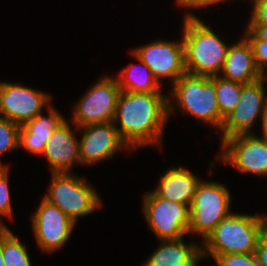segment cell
<instances>
[{
    "label": "cell",
    "instance_id": "1",
    "mask_svg": "<svg viewBox=\"0 0 267 266\" xmlns=\"http://www.w3.org/2000/svg\"><path fill=\"white\" fill-rule=\"evenodd\" d=\"M168 120V98L162 92H120L113 123L120 124L115 126L131 150L161 147Z\"/></svg>",
    "mask_w": 267,
    "mask_h": 266
},
{
    "label": "cell",
    "instance_id": "2",
    "mask_svg": "<svg viewBox=\"0 0 267 266\" xmlns=\"http://www.w3.org/2000/svg\"><path fill=\"white\" fill-rule=\"evenodd\" d=\"M184 19L181 39L186 72L197 76H218L223 69L228 44L195 13L190 11Z\"/></svg>",
    "mask_w": 267,
    "mask_h": 266
},
{
    "label": "cell",
    "instance_id": "3",
    "mask_svg": "<svg viewBox=\"0 0 267 266\" xmlns=\"http://www.w3.org/2000/svg\"><path fill=\"white\" fill-rule=\"evenodd\" d=\"M266 227L263 215L231 213L201 243L202 258L255 253L259 237Z\"/></svg>",
    "mask_w": 267,
    "mask_h": 266
},
{
    "label": "cell",
    "instance_id": "4",
    "mask_svg": "<svg viewBox=\"0 0 267 266\" xmlns=\"http://www.w3.org/2000/svg\"><path fill=\"white\" fill-rule=\"evenodd\" d=\"M170 93L174 102L172 103L168 98V117L173 114L174 103H177L181 111L195 117L196 120L210 123L213 129H220L215 76H197L186 73L172 85Z\"/></svg>",
    "mask_w": 267,
    "mask_h": 266
},
{
    "label": "cell",
    "instance_id": "5",
    "mask_svg": "<svg viewBox=\"0 0 267 266\" xmlns=\"http://www.w3.org/2000/svg\"><path fill=\"white\" fill-rule=\"evenodd\" d=\"M49 192L44 199L58 207L75 223L102 207L95 187L73 172H51Z\"/></svg>",
    "mask_w": 267,
    "mask_h": 266
},
{
    "label": "cell",
    "instance_id": "6",
    "mask_svg": "<svg viewBox=\"0 0 267 266\" xmlns=\"http://www.w3.org/2000/svg\"><path fill=\"white\" fill-rule=\"evenodd\" d=\"M230 203V192L224 184L201 180L190 206L188 233L199 234L204 241L218 223L232 213Z\"/></svg>",
    "mask_w": 267,
    "mask_h": 266
},
{
    "label": "cell",
    "instance_id": "7",
    "mask_svg": "<svg viewBox=\"0 0 267 266\" xmlns=\"http://www.w3.org/2000/svg\"><path fill=\"white\" fill-rule=\"evenodd\" d=\"M143 214L159 240L182 239L188 234L190 206L159 197L153 190L143 196Z\"/></svg>",
    "mask_w": 267,
    "mask_h": 266
},
{
    "label": "cell",
    "instance_id": "8",
    "mask_svg": "<svg viewBox=\"0 0 267 266\" xmlns=\"http://www.w3.org/2000/svg\"><path fill=\"white\" fill-rule=\"evenodd\" d=\"M121 90L117 78L104 75L73 106L75 128L89 124L113 122Z\"/></svg>",
    "mask_w": 267,
    "mask_h": 266
},
{
    "label": "cell",
    "instance_id": "9",
    "mask_svg": "<svg viewBox=\"0 0 267 266\" xmlns=\"http://www.w3.org/2000/svg\"><path fill=\"white\" fill-rule=\"evenodd\" d=\"M220 161L231 164L241 173L267 176V140L253 134L226 138L221 143Z\"/></svg>",
    "mask_w": 267,
    "mask_h": 266
},
{
    "label": "cell",
    "instance_id": "10",
    "mask_svg": "<svg viewBox=\"0 0 267 266\" xmlns=\"http://www.w3.org/2000/svg\"><path fill=\"white\" fill-rule=\"evenodd\" d=\"M133 52L151 70L154 79L161 86V81L169 78L173 85L186 74L183 40L171 42L157 40L134 48Z\"/></svg>",
    "mask_w": 267,
    "mask_h": 266
},
{
    "label": "cell",
    "instance_id": "11",
    "mask_svg": "<svg viewBox=\"0 0 267 266\" xmlns=\"http://www.w3.org/2000/svg\"><path fill=\"white\" fill-rule=\"evenodd\" d=\"M46 92L17 84L0 81V117L24 125L41 114L51 104Z\"/></svg>",
    "mask_w": 267,
    "mask_h": 266
},
{
    "label": "cell",
    "instance_id": "12",
    "mask_svg": "<svg viewBox=\"0 0 267 266\" xmlns=\"http://www.w3.org/2000/svg\"><path fill=\"white\" fill-rule=\"evenodd\" d=\"M264 85L261 79L243 84L238 104L223 121L220 129L223 132L221 142L233 136L253 134L251 128L257 119L261 120L267 104V91Z\"/></svg>",
    "mask_w": 267,
    "mask_h": 266
},
{
    "label": "cell",
    "instance_id": "13",
    "mask_svg": "<svg viewBox=\"0 0 267 266\" xmlns=\"http://www.w3.org/2000/svg\"><path fill=\"white\" fill-rule=\"evenodd\" d=\"M32 230L43 252L53 253L65 246L76 223L44 198L33 213Z\"/></svg>",
    "mask_w": 267,
    "mask_h": 266
},
{
    "label": "cell",
    "instance_id": "14",
    "mask_svg": "<svg viewBox=\"0 0 267 266\" xmlns=\"http://www.w3.org/2000/svg\"><path fill=\"white\" fill-rule=\"evenodd\" d=\"M77 129L83 131L82 137L79 138L81 165H93L110 159L119 150L126 149L131 151L120 137L113 122L89 124L77 127Z\"/></svg>",
    "mask_w": 267,
    "mask_h": 266
},
{
    "label": "cell",
    "instance_id": "15",
    "mask_svg": "<svg viewBox=\"0 0 267 266\" xmlns=\"http://www.w3.org/2000/svg\"><path fill=\"white\" fill-rule=\"evenodd\" d=\"M64 118L53 130L42 155L49 162L51 172H71L74 164H80L79 139Z\"/></svg>",
    "mask_w": 267,
    "mask_h": 266
},
{
    "label": "cell",
    "instance_id": "16",
    "mask_svg": "<svg viewBox=\"0 0 267 266\" xmlns=\"http://www.w3.org/2000/svg\"><path fill=\"white\" fill-rule=\"evenodd\" d=\"M228 47L223 69L219 76L241 84H249L260 79L253 51L249 41L242 38Z\"/></svg>",
    "mask_w": 267,
    "mask_h": 266
},
{
    "label": "cell",
    "instance_id": "17",
    "mask_svg": "<svg viewBox=\"0 0 267 266\" xmlns=\"http://www.w3.org/2000/svg\"><path fill=\"white\" fill-rule=\"evenodd\" d=\"M200 181L188 169L175 166L163 174L153 191L161 198L191 206Z\"/></svg>",
    "mask_w": 267,
    "mask_h": 266
},
{
    "label": "cell",
    "instance_id": "18",
    "mask_svg": "<svg viewBox=\"0 0 267 266\" xmlns=\"http://www.w3.org/2000/svg\"><path fill=\"white\" fill-rule=\"evenodd\" d=\"M182 239L160 240V245L141 266H198L201 261V245Z\"/></svg>",
    "mask_w": 267,
    "mask_h": 266
},
{
    "label": "cell",
    "instance_id": "19",
    "mask_svg": "<svg viewBox=\"0 0 267 266\" xmlns=\"http://www.w3.org/2000/svg\"><path fill=\"white\" fill-rule=\"evenodd\" d=\"M47 110V117L41 113L32 120L27 121L24 125H21L19 149L23 147L30 153L42 155L45 144L52 135L53 130L65 118L57 109L53 108V105H50Z\"/></svg>",
    "mask_w": 267,
    "mask_h": 266
},
{
    "label": "cell",
    "instance_id": "20",
    "mask_svg": "<svg viewBox=\"0 0 267 266\" xmlns=\"http://www.w3.org/2000/svg\"><path fill=\"white\" fill-rule=\"evenodd\" d=\"M139 64L129 65L116 76L121 91L152 93L161 92L162 86L154 79L150 68L133 52L131 53ZM141 68L139 69V67ZM143 69V70H141Z\"/></svg>",
    "mask_w": 267,
    "mask_h": 266
},
{
    "label": "cell",
    "instance_id": "21",
    "mask_svg": "<svg viewBox=\"0 0 267 266\" xmlns=\"http://www.w3.org/2000/svg\"><path fill=\"white\" fill-rule=\"evenodd\" d=\"M0 245L5 266H31L26 245L8 227L0 228Z\"/></svg>",
    "mask_w": 267,
    "mask_h": 266
},
{
    "label": "cell",
    "instance_id": "22",
    "mask_svg": "<svg viewBox=\"0 0 267 266\" xmlns=\"http://www.w3.org/2000/svg\"><path fill=\"white\" fill-rule=\"evenodd\" d=\"M243 84L215 76V93L220 113V129L224 119L239 102Z\"/></svg>",
    "mask_w": 267,
    "mask_h": 266
},
{
    "label": "cell",
    "instance_id": "23",
    "mask_svg": "<svg viewBox=\"0 0 267 266\" xmlns=\"http://www.w3.org/2000/svg\"><path fill=\"white\" fill-rule=\"evenodd\" d=\"M21 126L0 117V157L9 151L19 149V131ZM0 167H8L0 162Z\"/></svg>",
    "mask_w": 267,
    "mask_h": 266
},
{
    "label": "cell",
    "instance_id": "24",
    "mask_svg": "<svg viewBox=\"0 0 267 266\" xmlns=\"http://www.w3.org/2000/svg\"><path fill=\"white\" fill-rule=\"evenodd\" d=\"M9 167H0V228L7 227L4 225L3 220L1 221V216L8 217L12 219L13 208L9 191Z\"/></svg>",
    "mask_w": 267,
    "mask_h": 266
},
{
    "label": "cell",
    "instance_id": "25",
    "mask_svg": "<svg viewBox=\"0 0 267 266\" xmlns=\"http://www.w3.org/2000/svg\"><path fill=\"white\" fill-rule=\"evenodd\" d=\"M214 260L217 266H260L255 253L218 255Z\"/></svg>",
    "mask_w": 267,
    "mask_h": 266
},
{
    "label": "cell",
    "instance_id": "26",
    "mask_svg": "<svg viewBox=\"0 0 267 266\" xmlns=\"http://www.w3.org/2000/svg\"><path fill=\"white\" fill-rule=\"evenodd\" d=\"M255 60L257 68L262 71L267 66V41L248 40Z\"/></svg>",
    "mask_w": 267,
    "mask_h": 266
},
{
    "label": "cell",
    "instance_id": "27",
    "mask_svg": "<svg viewBox=\"0 0 267 266\" xmlns=\"http://www.w3.org/2000/svg\"><path fill=\"white\" fill-rule=\"evenodd\" d=\"M252 15L248 24L267 25V0H252Z\"/></svg>",
    "mask_w": 267,
    "mask_h": 266
},
{
    "label": "cell",
    "instance_id": "28",
    "mask_svg": "<svg viewBox=\"0 0 267 266\" xmlns=\"http://www.w3.org/2000/svg\"><path fill=\"white\" fill-rule=\"evenodd\" d=\"M244 33L243 36L247 40L267 41V25L265 24H247Z\"/></svg>",
    "mask_w": 267,
    "mask_h": 266
},
{
    "label": "cell",
    "instance_id": "29",
    "mask_svg": "<svg viewBox=\"0 0 267 266\" xmlns=\"http://www.w3.org/2000/svg\"><path fill=\"white\" fill-rule=\"evenodd\" d=\"M255 255L260 266H267V227L259 237Z\"/></svg>",
    "mask_w": 267,
    "mask_h": 266
},
{
    "label": "cell",
    "instance_id": "30",
    "mask_svg": "<svg viewBox=\"0 0 267 266\" xmlns=\"http://www.w3.org/2000/svg\"><path fill=\"white\" fill-rule=\"evenodd\" d=\"M226 0H176V3L177 5H179L180 7H188V8H198V9H201V8H204V7H207L209 5H215L218 3H222V2H225ZM229 1V0H227Z\"/></svg>",
    "mask_w": 267,
    "mask_h": 266
},
{
    "label": "cell",
    "instance_id": "31",
    "mask_svg": "<svg viewBox=\"0 0 267 266\" xmlns=\"http://www.w3.org/2000/svg\"><path fill=\"white\" fill-rule=\"evenodd\" d=\"M261 127H262V138L266 139L267 140V104H266V107H265V110L262 114V117H261Z\"/></svg>",
    "mask_w": 267,
    "mask_h": 266
},
{
    "label": "cell",
    "instance_id": "32",
    "mask_svg": "<svg viewBox=\"0 0 267 266\" xmlns=\"http://www.w3.org/2000/svg\"><path fill=\"white\" fill-rule=\"evenodd\" d=\"M267 66L260 71V79L261 81L265 84V81L267 80L266 75H267ZM266 72V73H265Z\"/></svg>",
    "mask_w": 267,
    "mask_h": 266
},
{
    "label": "cell",
    "instance_id": "33",
    "mask_svg": "<svg viewBox=\"0 0 267 266\" xmlns=\"http://www.w3.org/2000/svg\"><path fill=\"white\" fill-rule=\"evenodd\" d=\"M0 266H5L4 259H3V253L1 250V245H0Z\"/></svg>",
    "mask_w": 267,
    "mask_h": 266
},
{
    "label": "cell",
    "instance_id": "34",
    "mask_svg": "<svg viewBox=\"0 0 267 266\" xmlns=\"http://www.w3.org/2000/svg\"><path fill=\"white\" fill-rule=\"evenodd\" d=\"M263 217H264V219L266 220V223H267V215H265V216L263 215Z\"/></svg>",
    "mask_w": 267,
    "mask_h": 266
}]
</instances>
